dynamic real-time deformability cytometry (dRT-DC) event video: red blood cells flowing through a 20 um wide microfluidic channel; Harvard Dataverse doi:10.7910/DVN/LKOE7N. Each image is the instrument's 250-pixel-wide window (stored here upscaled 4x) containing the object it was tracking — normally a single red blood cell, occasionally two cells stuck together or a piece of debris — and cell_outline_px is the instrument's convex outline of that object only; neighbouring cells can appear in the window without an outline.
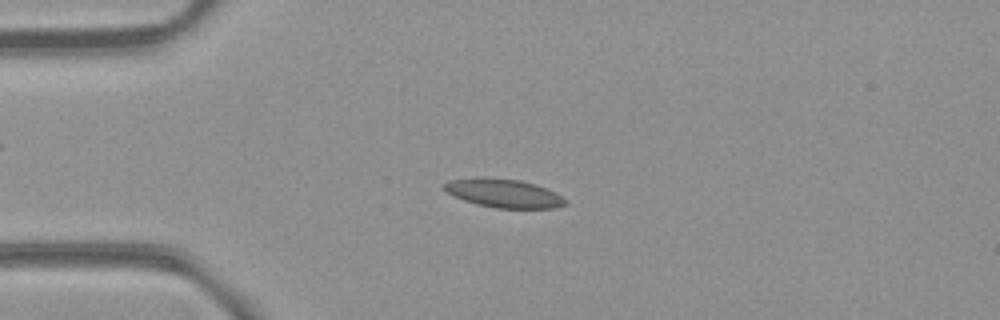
{"species": "common noctule bat (a hibernating species)", "species_latin": "Nyctalus noctula", "temperature_condition": "room temperature", "stored_images_in_passage": 53, "camera_frame_rate_fps": 3000, "um_per_image_px": 0.085, "animal": {"sex": "female", "body_mass_g": 21.9}, "frame": {"image": 1, "passage_image": 13, "time_ms": 4.0, "image_size_px": [1000, 320], "cell_outline_px": [[568, 204], [556, 208], [496, 208], [476, 204], [464, 200], [448, 192], [444, 188], [444, 184], [448, 180], [520, 180], [536, 184], [568, 200]], "centroid_in_image_um": [42.91, 16.48], "position_along_channel_um": 42.1, "area_um2": 19.13}}
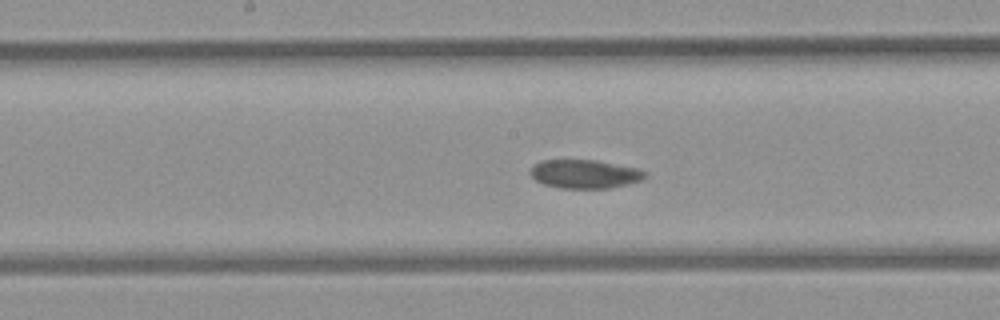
{"frame": {"image": 2, "passage_image": 27, "time_ms": 8.667, "image_size_px": [1000, 320], "cell_outline_px": [[648, 172], [640, 180], [608, 188], [560, 188], [544, 184], [536, 180], [528, 172], [532, 164], [540, 160], [596, 160], [636, 168]], "centroid_in_image_um": [49.62, 14.77], "position_along_channel_um": 198.6, "area_um2": 19.02}}
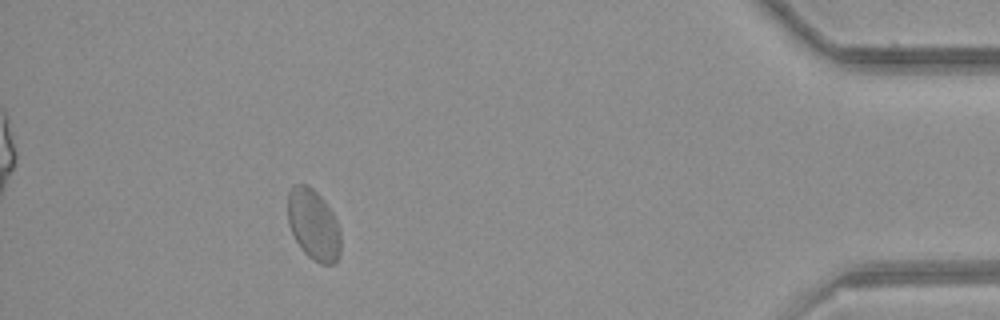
{"frame": {"image": 3, "passage_image": 48, "time_ms": 15.667, "image_size_px": [1000, 320], "cell_outline_px": [[340, 256], [332, 264], [320, 264], [312, 260], [300, 248], [288, 224], [288, 192], [296, 184], [308, 184], [324, 200], [332, 212], [340, 228]], "centroid_in_image_um": [26.65, 19.11], "position_along_channel_um": 408.6, "area_um2": 21.91}, "authors_computed_cell_mechanics": {"area_um2": 20.2878, "velocity_mm_per_s": 3.866, "shape_relaxation_time_tau1_ms": null, "shape_relaxation_time_tau2_ms": 1.5877, "deformation_change_tau1": null, "deformation_change_tau2": 0.0407}}